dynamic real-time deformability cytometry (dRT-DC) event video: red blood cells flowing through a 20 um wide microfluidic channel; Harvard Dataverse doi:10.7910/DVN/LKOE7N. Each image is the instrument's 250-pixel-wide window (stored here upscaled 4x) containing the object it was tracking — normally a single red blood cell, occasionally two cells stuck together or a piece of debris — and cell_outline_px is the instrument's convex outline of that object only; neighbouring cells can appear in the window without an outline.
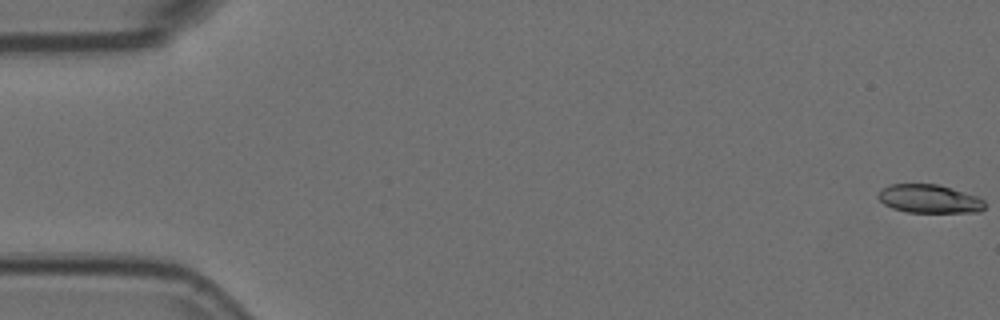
{"species": "Egyptian fruit bat (a non-hibernating species)", "species_latin": "Rousettus aegyptiacus", "temperature_condition": "room temperature", "stored_images_in_passage": 5, "camera_frame_rate_fps": 3000, "um_per_image_px": 0.085, "animal": {"sex": "female"}, "frame": {"image": 1, "passage_image": 1, "time_ms": 0.0, "image_size_px": [1000, 320], "cell_outline_px": [[984, 208], [980, 212], [908, 212], [892, 208], [884, 204], [876, 196], [880, 188], [888, 184], [936, 184], [976, 196], [984, 200]], "centroid_in_image_um": [78.93, 16.9], "position_along_channel_um": 6.1, "area_um2": 17.63}}